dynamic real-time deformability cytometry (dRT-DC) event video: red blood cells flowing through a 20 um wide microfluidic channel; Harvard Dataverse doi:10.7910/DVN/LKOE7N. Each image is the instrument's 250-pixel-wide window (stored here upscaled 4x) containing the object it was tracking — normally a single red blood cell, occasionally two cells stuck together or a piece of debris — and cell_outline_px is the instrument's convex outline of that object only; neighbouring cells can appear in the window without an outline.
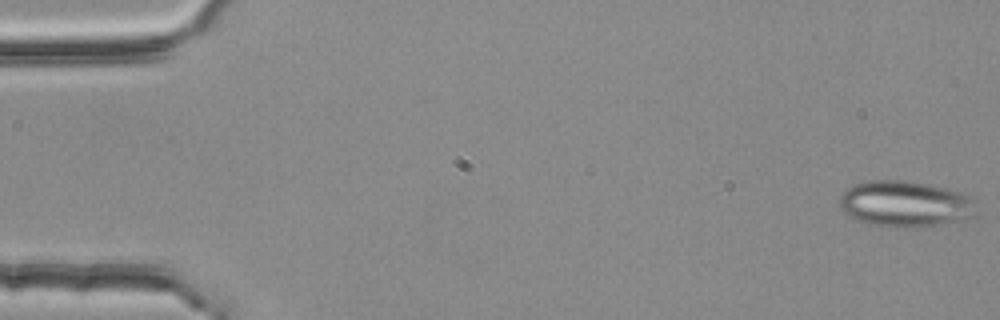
{"species": "common noctule bat (a hibernating species)", "species_latin": "Nyctalus noctula", "temperature_condition": "room temperature", "stored_images_in_passage": 55, "segment_of_instrument_passage": [1, 2], "camera_frame_rate_fps": 3000, "um_per_image_px": 0.085, "animal": {"sex": "female", "body_mass_g": 25.1}, "frame": {"image": 1, "passage_image": 1, "time_ms": 0.0, "image_size_px": [1000, 320], "cell_outline_px": [[980, 212], [976, 216], [964, 220], [936, 224], [868, 224], [848, 216], [840, 208], [840, 196], [852, 184], [868, 180], [904, 180], [928, 184], [968, 192], [972, 196]], "centroid_in_image_um": [77.03, 17.27], "position_along_channel_um": 8.0, "area_um2": 36.47}}
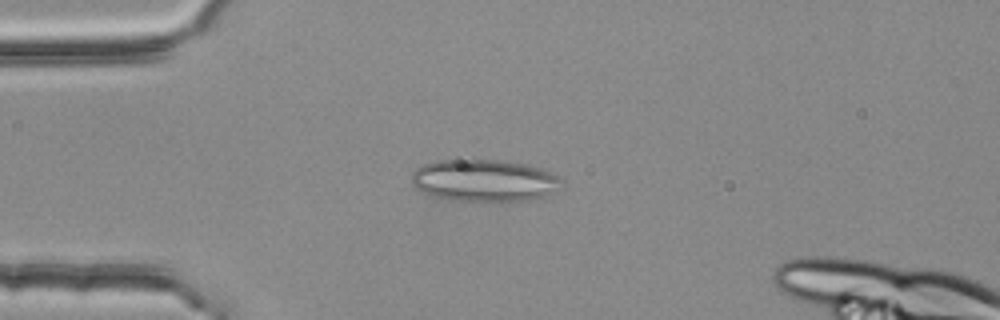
{"frame": {"image": 2, "passage_image": 14, "time_ms": 4.333, "image_size_px": [1000, 320], "cell_outline_px": [[560, 180], [556, 192], [532, 200], [452, 200], [432, 196], [420, 192], [412, 184], [412, 172], [420, 164], [436, 160], [468, 156], [472, 156], [504, 160], [524, 164], [540, 168], [556, 176]], "centroid_in_image_um": [41.05, 15.28], "position_along_channel_um": 43.9, "area_um2": 37.63}}